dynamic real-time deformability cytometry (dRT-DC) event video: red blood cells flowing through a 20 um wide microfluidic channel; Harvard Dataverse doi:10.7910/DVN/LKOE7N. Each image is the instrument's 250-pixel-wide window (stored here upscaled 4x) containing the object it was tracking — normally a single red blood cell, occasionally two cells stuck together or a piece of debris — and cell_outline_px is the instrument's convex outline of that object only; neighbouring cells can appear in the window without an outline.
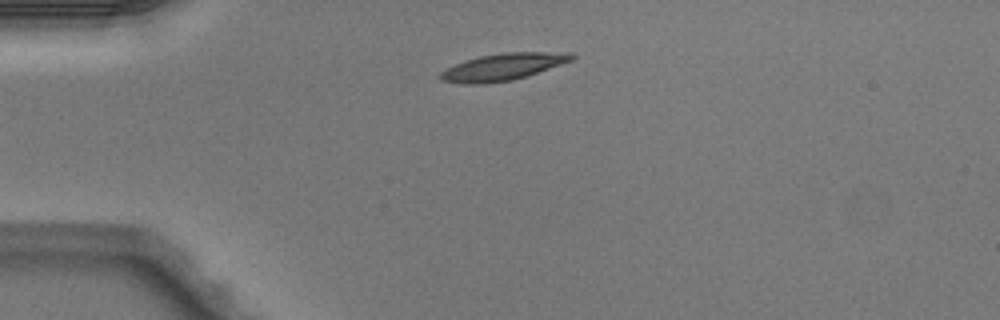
{"species": "Egyptian fruit bat (a non-hibernating species)", "species_latin": "Rousettus aegyptiacus", "temperature_condition": "warm", "stored_images_in_passage": 4, "camera_frame_rate_fps": 3000, "um_per_image_px": 0.085, "animal": {"sex": "male"}, "frame": {"image": 1, "passage_image": 4, "time_ms": 1.0, "image_size_px": [1000, 320], "cell_outline_px": [[576, 56], [572, 60], [512, 80], [484, 84], [464, 84], [440, 80], [440, 72], [456, 64], [480, 56], [504, 52], [544, 52]], "centroid_in_image_um": [42.64, 5.7], "position_along_channel_um": 42.4, "area_um2": 19.83}}